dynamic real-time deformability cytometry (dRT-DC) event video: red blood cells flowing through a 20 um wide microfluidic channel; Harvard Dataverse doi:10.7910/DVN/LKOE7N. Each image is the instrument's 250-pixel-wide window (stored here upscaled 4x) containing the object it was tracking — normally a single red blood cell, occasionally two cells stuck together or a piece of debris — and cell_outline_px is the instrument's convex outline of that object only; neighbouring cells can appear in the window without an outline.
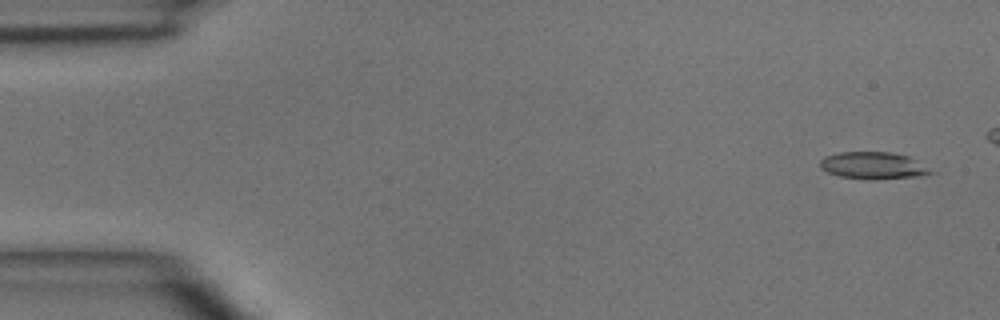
{"species": "common noctule bat (a hibernating species)", "species_latin": "Nyctalus noctula", "temperature_condition": "room temperature", "stored_images_in_passage": 5, "camera_frame_rate_fps": 3000, "um_per_image_px": 0.085, "animal": {"sex": "male", "body_mass_g": 15.6}, "frame": {"image": 1, "passage_image": 1, "time_ms": 0.0, "image_size_px": [1000, 320], "cell_outline_px": [[936, 172], [920, 176], [876, 180], [868, 180], [840, 176], [828, 172], [820, 168], [820, 160], [824, 156], [836, 152], [892, 152], [908, 156]], "centroid_in_image_um": [74.21, 14.07], "position_along_channel_um": 10.8, "area_um2": 17.63}}